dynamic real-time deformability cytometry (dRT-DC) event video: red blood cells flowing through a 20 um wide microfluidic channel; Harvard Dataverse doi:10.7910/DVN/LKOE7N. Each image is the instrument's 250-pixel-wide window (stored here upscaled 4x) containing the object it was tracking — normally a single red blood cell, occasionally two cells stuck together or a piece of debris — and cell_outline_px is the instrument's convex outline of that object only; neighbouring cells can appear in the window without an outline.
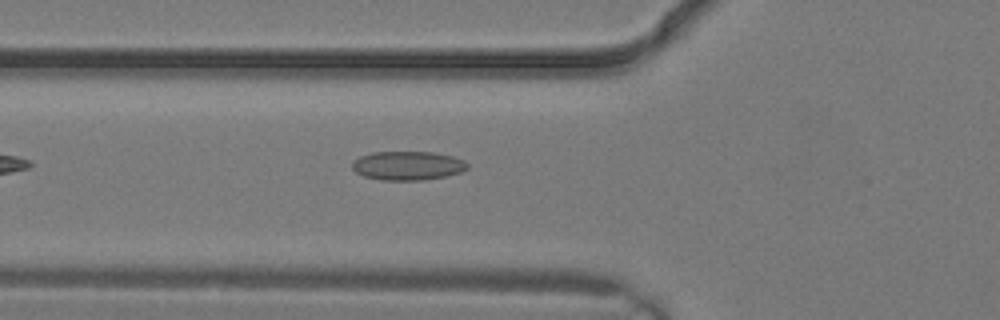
{"species": "common noctule bat (a hibernating species)", "species_latin": "Nyctalus noctula", "temperature_condition": "warm", "stored_images_in_passage": 2, "camera_frame_rate_fps": 3000, "um_per_image_px": 0.085, "animal": {"sex": "male", "body_mass_g": 19.2, "forearm_length_mm": 51.8}, "frame": {"image": 1, "passage_image": 2, "time_ms": 0.333, "image_size_px": [1000, 320], "cell_outline_px": [[468, 168], [460, 172], [448, 176], [424, 180], [380, 180], [364, 176], [356, 172], [352, 168], [352, 160], [360, 156], [372, 152], [432, 152], [452, 156], [464, 160], [468, 164]], "centroid_in_image_um": [34.65, 14.08], "position_along_channel_um": 91.2, "area_um2": 19.54}}